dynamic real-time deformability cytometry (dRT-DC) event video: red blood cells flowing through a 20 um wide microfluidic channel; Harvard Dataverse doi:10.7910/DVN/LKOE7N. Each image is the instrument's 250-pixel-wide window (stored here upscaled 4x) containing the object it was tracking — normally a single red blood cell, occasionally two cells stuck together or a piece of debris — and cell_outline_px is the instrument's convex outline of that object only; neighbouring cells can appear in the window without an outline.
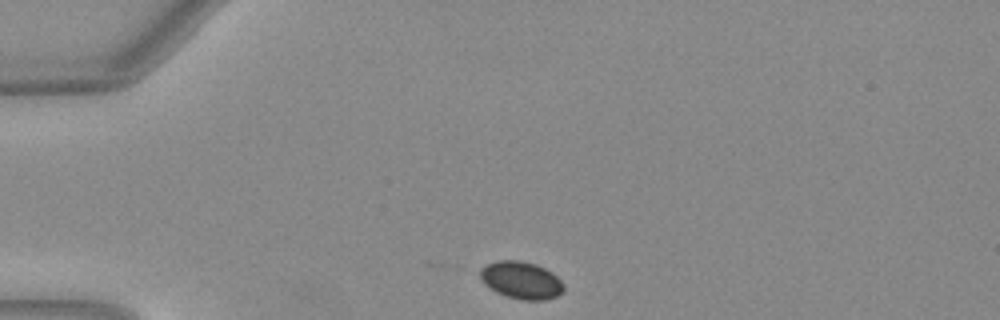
{"species": "Egyptian fruit bat (a non-hibernating species)", "species_latin": "Rousettus aegyptiacus", "temperature_condition": "warm", "stored_images_in_passage": 40, "camera_frame_rate_fps": 3000, "um_per_image_px": 0.085, "animal": {"sex": "female"}, "frame": {"image": 1, "passage_image": 1, "time_ms": 0.0, "image_size_px": [1000, 320], "cell_outline_px": [[564, 292], [556, 296], [544, 300], [520, 300], [504, 296], [488, 288], [480, 280], [480, 268], [496, 260], [520, 260], [536, 264], [552, 272], [564, 284]], "centroid_in_image_um": [44.28, 23.82], "position_along_channel_um": 40.7, "area_um2": 18.5}}
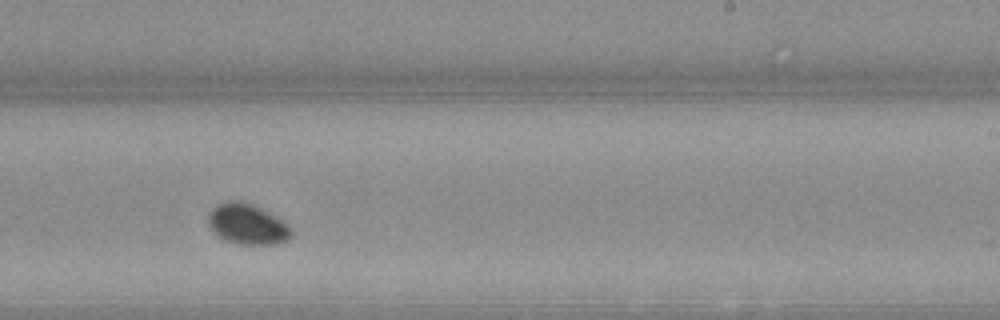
{"frame": {"image": 2, "passage_image": 21, "time_ms": 6.667, "image_size_px": [1000, 320], "cell_outline_px": [[292, 236], [288, 240], [280, 244], [236, 244], [224, 240], [216, 236], [212, 232], [208, 224], [208, 212], [216, 204], [228, 200], [240, 200], [260, 208], [280, 220], [292, 232]], "centroid_in_image_um": [20.94, 19.07], "position_along_channel_um": 268.1, "area_um2": 19.65}}
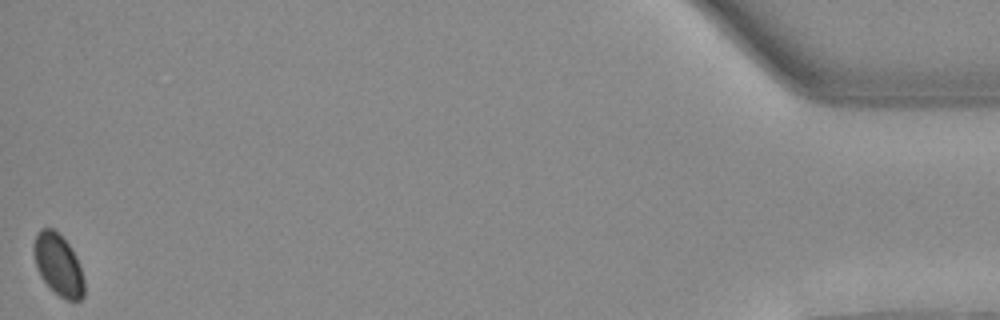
{"frame": {"image": 3, "passage_image": 40, "time_ms": 13.0, "image_size_px": [1000, 320], "cell_outline_px": [[84, 296], [80, 300], [64, 300], [40, 276], [36, 268], [32, 248], [36, 236], [40, 228], [52, 228], [72, 248], [76, 256], [84, 280]], "centroid_in_image_um": [4.95, 22.51], "position_along_channel_um": 430.3, "area_um2": 17.92}, "authors_computed_cell_mechanics": {"area_um2": 18.6116, "velocity_mm_per_s": 3.9832, "shape_relaxation_time_tau1_ms": 1.6937, "shape_relaxation_time_tau2_ms": null, "deformation_change_tau1": 0.0277, "deformation_change_tau2": null}}